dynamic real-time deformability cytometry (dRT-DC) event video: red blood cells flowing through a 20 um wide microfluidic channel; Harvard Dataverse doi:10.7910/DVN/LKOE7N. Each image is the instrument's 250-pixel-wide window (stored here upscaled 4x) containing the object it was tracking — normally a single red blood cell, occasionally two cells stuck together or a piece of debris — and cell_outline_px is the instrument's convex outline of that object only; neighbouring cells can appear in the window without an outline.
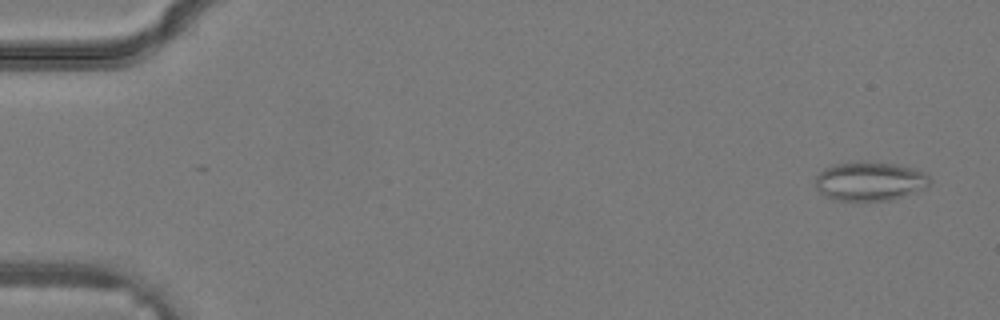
{"species": "common noctule bat (a hibernating species)", "species_latin": "Nyctalus noctula", "temperature_condition": "warm", "stored_images_in_passage": 36, "camera_frame_rate_fps": 3000, "um_per_image_px": 0.085, "animal": {"sex": "male", "body_mass_g": 19.2, "forearm_length_mm": 51.8}, "frame": {"image": 1, "passage_image": 2, "time_ms": 0.333, "image_size_px": [1000, 320], "cell_outline_px": [[932, 180], [924, 188], [916, 192], [888, 200], [832, 200], [824, 196], [816, 188], [816, 176], [824, 168], [832, 164], [896, 164], [912, 168], [924, 172]], "centroid_in_image_um": [73.92, 15.44], "position_along_channel_um": 11.1, "area_um2": 25.26}}
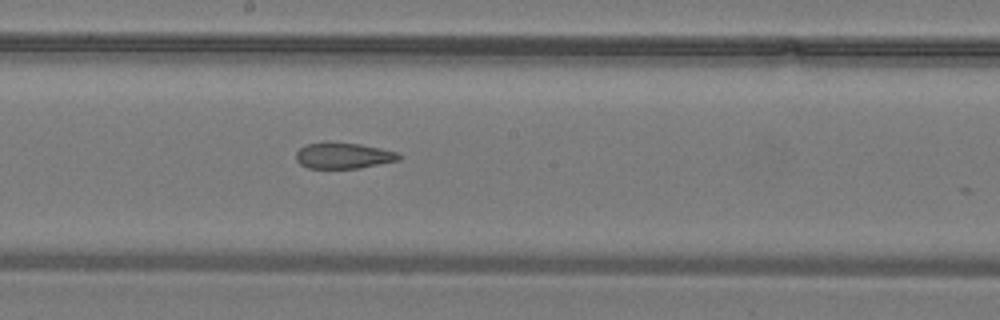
{"frame": {"image": 2, "passage_image": 20, "time_ms": 6.333, "image_size_px": [1000, 320], "cell_outline_px": [[400, 160], [360, 168], [308, 168], [300, 164], [296, 160], [296, 152], [304, 144], [324, 140], [360, 144], [380, 148], [396, 152], [400, 156]], "centroid_in_image_um": [29.13, 13.2], "position_along_channel_um": 219.1, "area_um2": 15.9}}
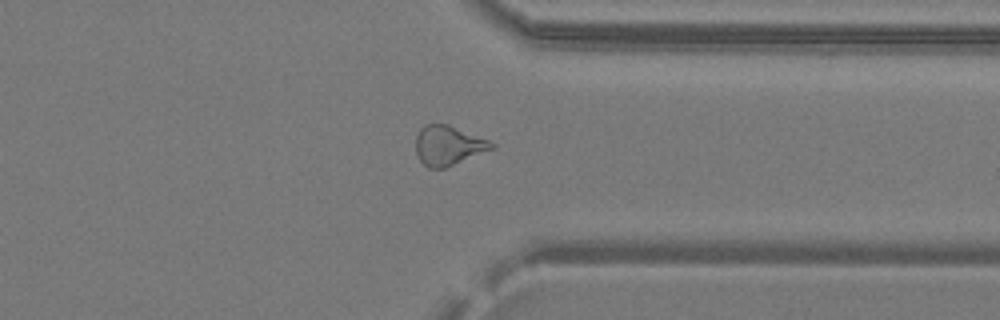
{"frame": {"image": 3, "passage_image": 28, "time_ms": 9.0, "image_size_px": [1000, 320], "cell_outline_px": [[496, 148], [444, 168], [428, 168], [420, 160], [416, 152], [416, 136], [420, 128], [424, 124], [448, 124], [488, 140], [496, 144]], "centroid_in_image_um": [38.11, 12.36], "position_along_channel_um": 373.3, "area_um2": 17.46}}